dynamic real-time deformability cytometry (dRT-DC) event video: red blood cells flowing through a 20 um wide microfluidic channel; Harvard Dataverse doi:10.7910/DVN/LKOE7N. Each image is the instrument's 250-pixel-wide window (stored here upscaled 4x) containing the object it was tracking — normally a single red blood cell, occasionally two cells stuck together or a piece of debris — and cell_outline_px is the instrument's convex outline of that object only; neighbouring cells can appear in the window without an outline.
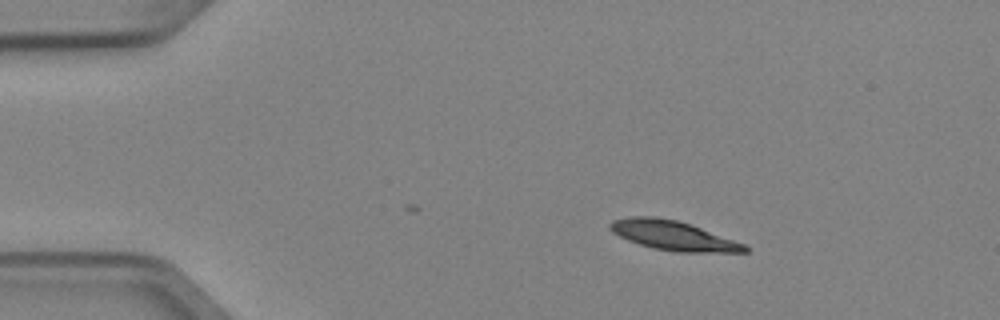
{"species": "Egyptian fruit bat (a non-hibernating species)", "species_latin": "Rousettus aegyptiacus", "temperature_condition": "cold", "stored_images_in_passage": 3, "camera_frame_rate_fps": 3000, "um_per_image_px": 0.085, "animal": {"sex": "female"}, "frame": {"image": 1, "passage_image": 1, "time_ms": 0.0, "image_size_px": [1000, 320], "cell_outline_px": [[748, 252], [676, 252], [656, 248], [640, 244], [628, 240], [612, 232], [608, 228], [608, 224], [612, 220], [628, 216], [652, 216], [676, 220], [692, 224], [744, 244], [748, 248]], "centroid_in_image_um": [57.18, 20.0], "position_along_channel_um": 27.8, "area_um2": 23.0}}